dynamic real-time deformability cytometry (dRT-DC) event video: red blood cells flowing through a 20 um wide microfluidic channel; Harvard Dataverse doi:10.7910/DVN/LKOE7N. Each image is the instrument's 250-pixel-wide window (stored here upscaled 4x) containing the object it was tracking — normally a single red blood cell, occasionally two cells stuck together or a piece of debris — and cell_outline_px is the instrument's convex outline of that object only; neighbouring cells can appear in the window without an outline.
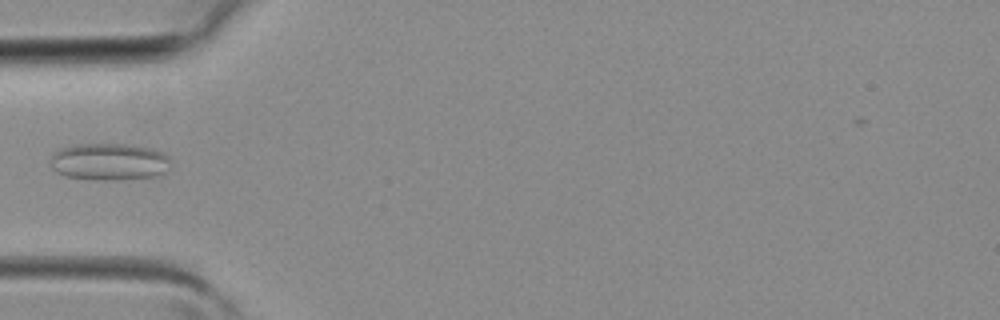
{"species": "common noctule bat (a hibernating species)", "species_latin": "Nyctalus noctula", "temperature_condition": "room temperature", "stored_images_in_passage": 3, "camera_frame_rate_fps": 3000, "um_per_image_px": 0.085, "animal": {"sex": "female", "body_mass_g": 19.3, "forearm_length_mm": 54.1}, "frame": {"image": 1, "passage_image": 3, "time_ms": 0.667, "image_size_px": [1000, 320], "cell_outline_px": [[172, 160], [168, 168], [164, 172], [156, 176], [116, 180], [92, 180], [64, 176], [56, 172], [52, 168], [52, 156], [60, 148], [76, 144], [128, 144], [152, 148], [164, 152]], "centroid_in_image_um": [9.31, 13.75], "position_along_channel_um": 75.7, "area_um2": 26.24}}